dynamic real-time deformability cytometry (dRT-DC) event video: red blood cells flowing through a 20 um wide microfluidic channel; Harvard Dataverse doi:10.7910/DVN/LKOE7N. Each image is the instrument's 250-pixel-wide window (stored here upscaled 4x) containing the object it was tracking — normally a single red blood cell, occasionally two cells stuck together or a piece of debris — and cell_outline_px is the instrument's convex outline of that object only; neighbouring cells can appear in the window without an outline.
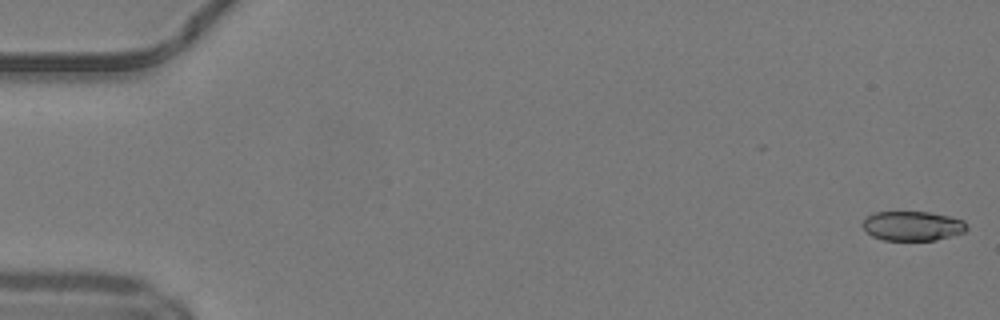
{"species": "common noctule bat (a hibernating species)", "species_latin": "Nyctalus noctula", "temperature_condition": "warm", "stored_images_in_passage": 43, "camera_frame_rate_fps": 3000, "um_per_image_px": 0.085, "animal": {"sex": "male", "body_mass_g": 19.2, "forearm_length_mm": 51.8}, "frame": {"image": 1, "passage_image": 1, "time_ms": 0.0, "image_size_px": [1000, 320], "cell_outline_px": [[968, 228], [964, 232], [936, 240], [884, 240], [872, 236], [860, 224], [872, 212], [928, 212], [948, 216], [964, 220], [968, 224]], "centroid_in_image_um": [77.57, 19.2], "position_along_channel_um": 7.4, "area_um2": 17.92}}
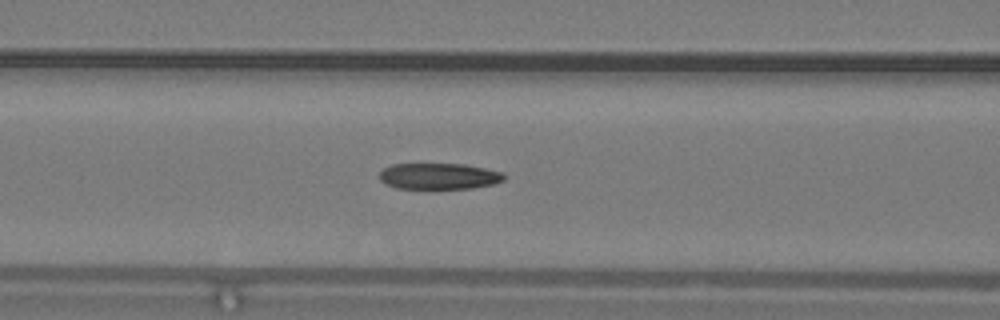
{"frame": {"image": 2, "passage_image": 21, "time_ms": 6.667, "image_size_px": [1000, 320], "cell_outline_px": [[504, 180], [492, 184], [472, 188], [396, 188], [380, 180], [380, 172], [384, 168], [392, 164], [464, 164], [504, 172]], "centroid_in_image_um": [37.32, 14.97], "position_along_channel_um": 129.3, "area_um2": 18.79}}
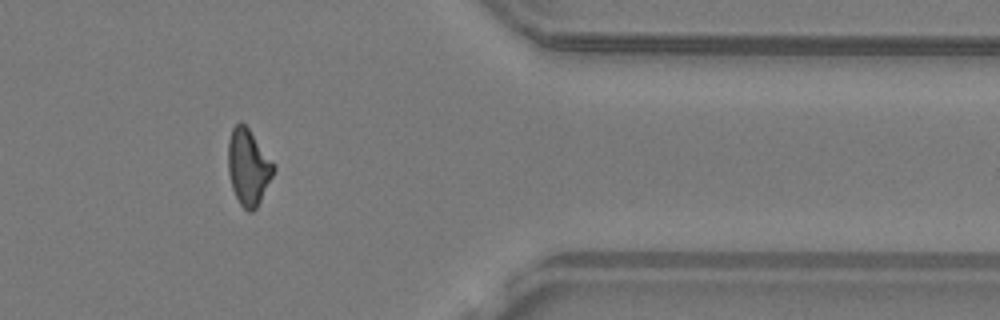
{"frame": {"image": 3, "passage_image": 41, "time_ms": 13.333, "image_size_px": [1000, 320], "cell_outline_px": [[276, 168], [256, 208], [252, 212], [248, 212], [240, 204], [232, 188], [228, 172], [228, 140], [232, 128], [240, 120], [248, 128], [276, 164]], "centroid_in_image_um": [21.1, 14.18], "position_along_channel_um": 390.3, "area_um2": 20.17}, "authors_computed_cell_mechanics": {"area_um2": 19.9988, "velocity_mm_per_s": 4.2142, "shape_relaxation_time_tau1_ms": 5.7678, "shape_relaxation_time_tau2_ms": 2.5296, "deformation_change_tau1": 0.191, "deformation_change_tau2": 0.0996}}